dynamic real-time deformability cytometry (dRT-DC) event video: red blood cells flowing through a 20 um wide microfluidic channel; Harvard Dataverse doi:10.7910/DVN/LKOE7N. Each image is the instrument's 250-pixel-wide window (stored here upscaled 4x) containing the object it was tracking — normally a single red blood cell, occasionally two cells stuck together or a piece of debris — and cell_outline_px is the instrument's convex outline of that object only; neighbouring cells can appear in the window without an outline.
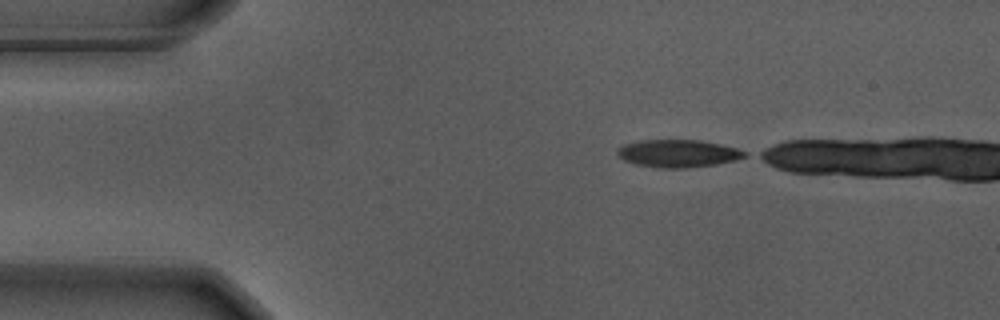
{"species": "Egyptian fruit bat (a non-hibernating species)", "species_latin": "Rousettus aegyptiacus", "temperature_condition": "warm", "stored_images_in_passage": 4, "camera_frame_rate_fps": 3000, "um_per_image_px": 0.085, "animal": {"sex": "male"}, "frame": {"image": 1, "passage_image": 1, "time_ms": 0.0, "image_size_px": [1000, 320], "cell_outline_px": [[748, 156], [736, 160], [716, 164], [688, 168], [656, 168], [636, 164], [624, 160], [616, 152], [616, 148], [624, 144], [640, 140], [700, 140], [720, 144], [736, 148], [748, 152]], "centroid_in_image_um": [57.64, 13.04], "position_along_channel_um": 27.4, "area_um2": 20.63}}